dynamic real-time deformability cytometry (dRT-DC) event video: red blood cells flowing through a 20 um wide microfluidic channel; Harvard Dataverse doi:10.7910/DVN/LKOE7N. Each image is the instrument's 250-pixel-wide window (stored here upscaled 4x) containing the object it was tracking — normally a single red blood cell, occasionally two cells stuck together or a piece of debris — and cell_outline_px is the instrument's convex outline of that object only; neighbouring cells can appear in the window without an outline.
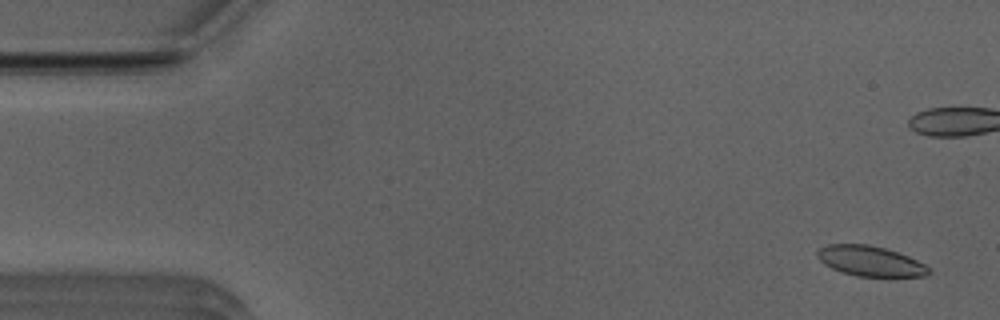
{"species": "Egyptian fruit bat (a non-hibernating species)", "species_latin": "Rousettus aegyptiacus", "temperature_condition": "room temperature", "stored_images_in_passage": 13, "camera_frame_rate_fps": 3000, "um_per_image_px": 0.085, "animal": {"sex": "male"}, "frame": {"image": 1, "passage_image": 3, "time_ms": 0.667, "image_size_px": [1000, 320], "cell_outline_px": [[932, 272], [924, 276], [856, 276], [832, 268], [824, 264], [816, 256], [816, 252], [820, 248], [828, 244], [868, 244], [884, 248], [908, 256], [932, 268]], "centroid_in_image_um": [73.97, 22.19], "position_along_channel_um": 11.0, "area_um2": 19.48}}